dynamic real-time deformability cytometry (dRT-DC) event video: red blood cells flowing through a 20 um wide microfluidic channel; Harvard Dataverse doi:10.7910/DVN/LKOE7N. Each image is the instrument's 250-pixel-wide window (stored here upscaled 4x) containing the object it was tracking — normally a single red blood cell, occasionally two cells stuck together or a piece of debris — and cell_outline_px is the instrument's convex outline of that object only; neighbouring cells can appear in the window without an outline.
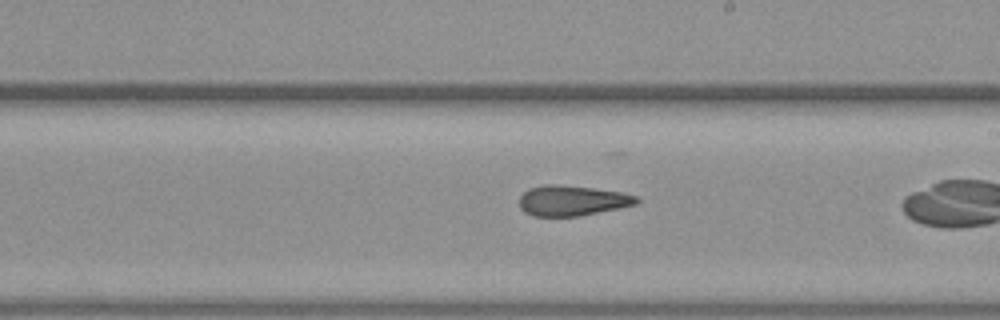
{"species": "common noctule bat (a hibernating species)", "species_latin": "Nyctalus noctula", "temperature_condition": "warm", "stored_images_in_passage": 32, "camera_frame_rate_fps": 3000, "um_per_image_px": 0.085, "animal": {"sex": "female", "body_mass_g": 19.3, "forearm_length_mm": 54.1}, "frame": {"image": 1, "passage_image": 23, "time_ms": 7.333, "image_size_px": [1000, 320], "cell_outline_px": [[640, 200], [636, 204], [620, 208], [580, 216], [532, 216], [524, 212], [520, 208], [520, 196], [528, 188], [544, 184], [560, 184], [592, 188], [620, 192], [636, 196]], "centroid_in_image_um": [48.6, 17.05], "position_along_channel_um": 240.4, "area_um2": 20.81}}